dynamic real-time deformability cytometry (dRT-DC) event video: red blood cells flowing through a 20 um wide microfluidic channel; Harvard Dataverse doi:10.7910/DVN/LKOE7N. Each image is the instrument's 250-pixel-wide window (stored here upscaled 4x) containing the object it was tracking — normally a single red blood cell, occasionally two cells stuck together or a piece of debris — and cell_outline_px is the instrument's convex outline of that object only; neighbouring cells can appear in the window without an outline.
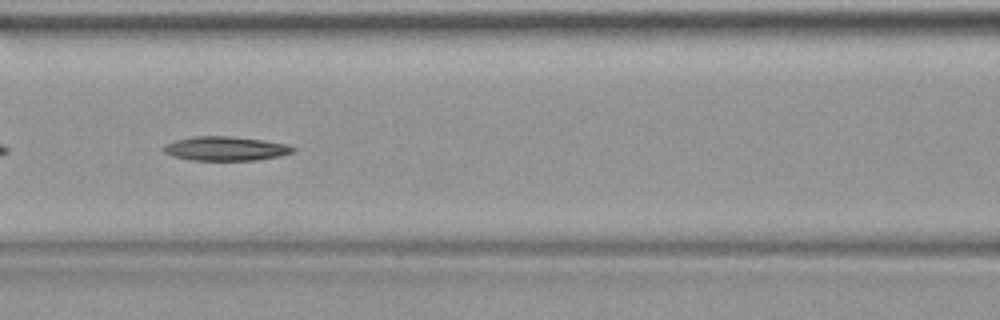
{"species": "common noctule bat (a hibernating species)", "species_latin": "Nyctalus noctula", "temperature_condition": "warm", "stored_images_in_passage": 41, "camera_frame_rate_fps": 3000, "um_per_image_px": 0.085, "animal": {"sex": "female", "body_mass_g": 19.9}, "frame": {"image": 1, "passage_image": 18, "time_ms": 5.667, "image_size_px": [1000, 320], "cell_outline_px": [[296, 152], [280, 156], [256, 160], [192, 160], [172, 156], [164, 152], [164, 144], [176, 140], [192, 136], [232, 136], [264, 140], [288, 144], [296, 148]], "centroid_in_image_um": [19.22, 12.62], "position_along_channel_um": 147.4, "area_um2": 18.38}}